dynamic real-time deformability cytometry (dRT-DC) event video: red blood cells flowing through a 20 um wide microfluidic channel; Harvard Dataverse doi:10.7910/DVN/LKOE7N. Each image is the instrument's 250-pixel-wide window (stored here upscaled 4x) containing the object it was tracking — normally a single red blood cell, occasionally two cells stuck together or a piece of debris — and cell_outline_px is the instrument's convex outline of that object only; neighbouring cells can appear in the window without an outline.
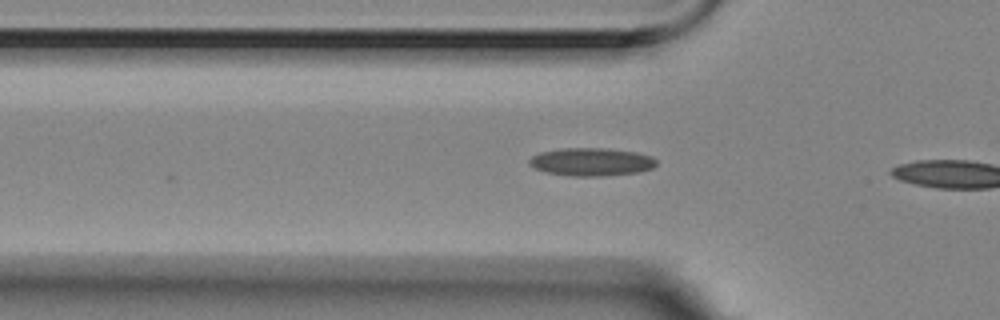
{"species": "Egyptian fruit bat (a non-hibernating species)", "species_latin": "Rousettus aegyptiacus", "temperature_condition": "room temperature", "stored_images_in_passage": 3, "camera_frame_rate_fps": 3000, "um_per_image_px": 0.085, "animal": {"sex": "female"}, "frame": {"image": 1, "passage_image": 3, "time_ms": 0.667, "image_size_px": [1000, 320], "cell_outline_px": [[656, 164], [652, 168], [640, 172], [604, 176], [572, 176], [548, 172], [536, 168], [528, 164], [528, 160], [532, 156], [540, 152], [564, 148], [604, 148], [636, 152], [652, 156], [656, 160]], "centroid_in_image_um": [50.28, 13.76], "position_along_channel_um": 75.5, "area_um2": 20.69}}